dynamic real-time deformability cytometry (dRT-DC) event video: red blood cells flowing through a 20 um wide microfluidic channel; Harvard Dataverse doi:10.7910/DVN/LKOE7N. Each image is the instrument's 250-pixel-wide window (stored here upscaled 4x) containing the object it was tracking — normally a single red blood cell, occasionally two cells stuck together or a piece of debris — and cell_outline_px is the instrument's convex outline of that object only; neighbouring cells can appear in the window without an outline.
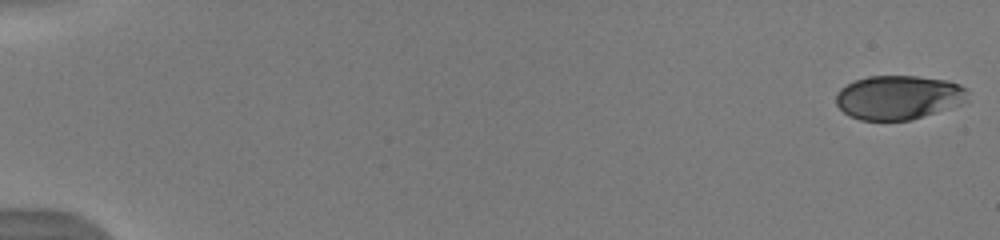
{"species": "human", "species_latin": "Homo sapiens", "temperature_condition": "warm", "stored_images_in_passage": 36, "camera_frame_rate_fps": 3000, "um_per_image_px": 0.085, "donor": {"sex": "male"}, "frame": {"image": 1, "passage_image": 1, "time_ms": 0.0, "image_size_px": [1000, 240], "cell_outline_px": [[968, 92], [964, 100], [960, 104], [912, 120], [860, 120], [848, 116], [836, 104], [836, 92], [840, 88], [856, 80], [868, 76], [916, 76], [948, 80], [960, 84], [968, 88]], "centroid_in_image_um": [76.35, 8.27], "position_along_channel_um": 8.6, "area_um2": 33.87}}
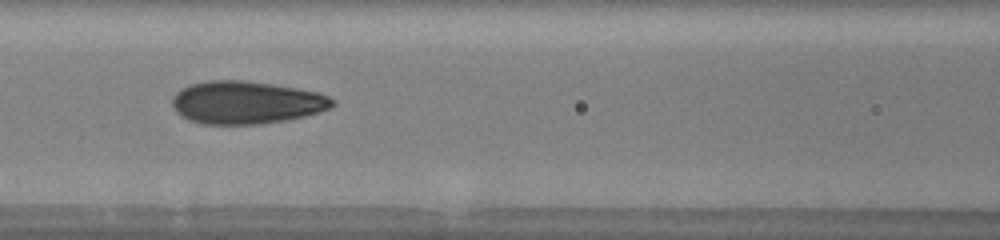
{"frame": {"image": 2, "passage_image": 25, "time_ms": 8.0, "image_size_px": [1000, 240], "cell_outline_px": [[336, 104], [320, 112], [288, 120], [264, 124], [200, 124], [188, 120], [180, 116], [176, 112], [172, 104], [172, 96], [180, 88], [188, 84], [208, 80], [244, 80], [272, 84], [296, 88], [316, 92], [328, 96], [336, 100]], "centroid_in_image_um": [20.89, 8.71], "position_along_channel_um": 145.7, "area_um2": 40.34}}
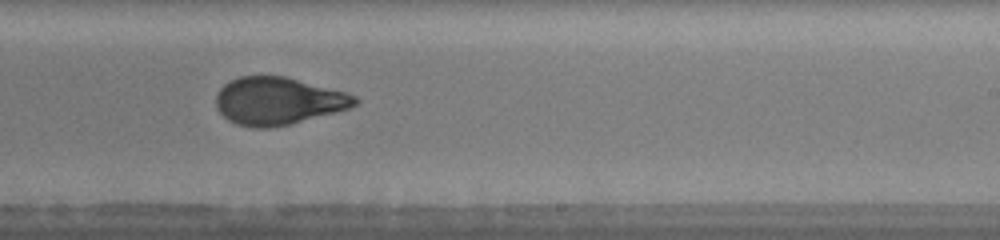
{"frame": {"image": 3, "passage_image": 34, "time_ms": 11.0, "image_size_px": [1000, 240], "cell_outline_px": [[360, 100], [356, 104], [348, 108], [336, 112], [288, 124], [268, 128], [256, 128], [236, 124], [228, 120], [216, 108], [216, 96], [220, 88], [224, 84], [240, 76], [284, 76], [348, 92], [356, 96]], "centroid_in_image_um": [23.64, 8.58], "position_along_channel_um": 265.4, "area_um2": 38.32}}